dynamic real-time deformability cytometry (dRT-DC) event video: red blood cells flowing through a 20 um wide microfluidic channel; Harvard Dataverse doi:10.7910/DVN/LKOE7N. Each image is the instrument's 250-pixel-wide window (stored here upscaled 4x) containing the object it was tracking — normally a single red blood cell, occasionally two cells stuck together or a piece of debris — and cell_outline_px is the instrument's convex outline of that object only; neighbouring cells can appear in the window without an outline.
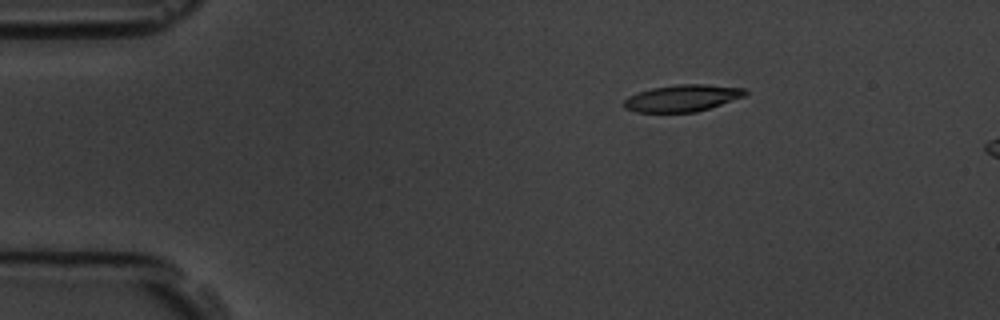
{"species": "common noctule bat (a hibernating species)", "species_latin": "Nyctalus noctula", "temperature_condition": "room temperature", "stored_images_in_passage": 5, "camera_frame_rate_fps": 3000, "um_per_image_px": 0.085, "animal": {"sex": "male", "body_mass_g": 19.5, "forearm_length_mm": 54.6}, "frame": {"image": 1, "passage_image": 3, "time_ms": 2.333, "image_size_px": [1000, 320], "cell_outline_px": [[748, 92], [744, 96], [696, 112], [636, 112], [624, 108], [624, 100], [628, 96], [652, 88], [676, 84], [708, 84], [744, 88]], "centroid_in_image_um": [57.98, 8.33], "position_along_channel_um": 27.0, "area_um2": 18.79}}